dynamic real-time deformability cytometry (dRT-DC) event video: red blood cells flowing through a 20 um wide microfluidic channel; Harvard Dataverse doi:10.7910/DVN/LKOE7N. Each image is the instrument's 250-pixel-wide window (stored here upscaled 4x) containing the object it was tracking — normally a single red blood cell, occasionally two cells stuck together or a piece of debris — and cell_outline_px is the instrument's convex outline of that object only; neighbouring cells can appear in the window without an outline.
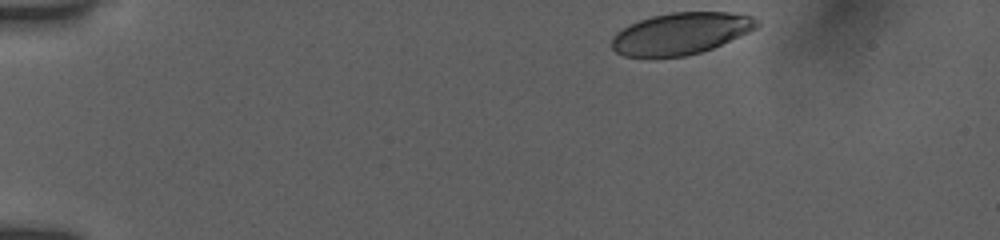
{"species": "human", "species_latin": "Homo sapiens", "temperature_condition": "room temperature", "stored_images_in_passage": 39, "camera_frame_rate_fps": 3000, "um_per_image_px": 0.085, "donor": {"sex": "female"}, "frame": {"image": 1, "passage_image": 1, "time_ms": 0.0, "image_size_px": [1000, 240], "cell_outline_px": [[760, 24], [756, 28], [740, 36], [712, 48], [700, 52], [684, 56], [624, 56], [616, 52], [612, 48], [612, 36], [616, 32], [640, 20], [652, 16], [672, 12], [732, 12], [752, 16]], "centroid_in_image_um": [57.88, 2.83], "position_along_channel_um": 27.1, "area_um2": 34.91}}
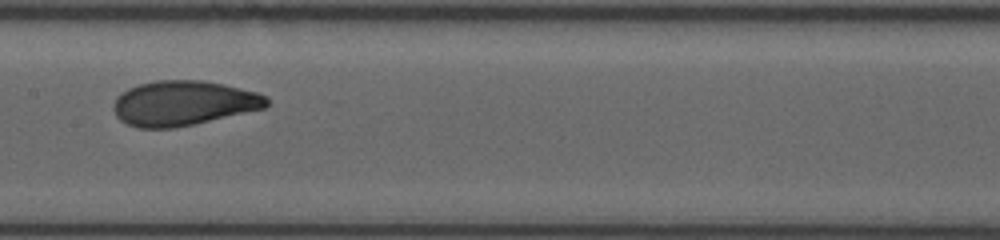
{"frame": {"image": 2, "passage_image": 21, "time_ms": 6.667, "image_size_px": [1000, 240], "cell_outline_px": [[268, 104], [264, 108], [192, 124], [172, 128], [136, 128], [120, 120], [116, 116], [112, 108], [116, 96], [120, 92], [128, 88], [140, 84], [156, 80], [204, 80], [224, 84], [256, 92], [268, 96]], "centroid_in_image_um": [15.54, 8.76], "position_along_channel_um": 191.9, "area_um2": 40.0}}
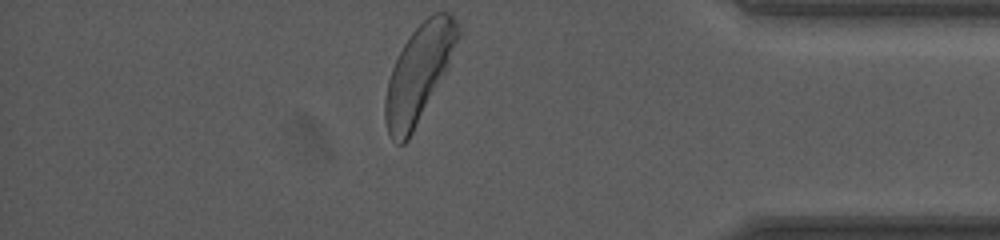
{"frame": {"image": 3, "passage_image": 39, "time_ms": 12.667, "image_size_px": [1000, 240], "cell_outline_px": [[460, 36], [448, 64], [444, 72], [408, 140], [404, 144], [396, 144], [392, 140], [388, 132], [384, 120], [384, 100], [388, 80], [392, 68], [404, 44], [412, 32], [432, 12], [448, 12], [460, 24]], "centroid_in_image_um": [35.58, 6.22], "position_along_channel_um": 399.6, "area_um2": 40.06}, "authors_computed_cell_mechanics": {"area_um2": 38.9572, "velocity_mm_per_s": 3.8907, "shape_relaxation_time_tau1_ms": 2.5955, "shape_relaxation_time_tau2_ms": 0.9192, "deformation_change_tau1": 0.1499, "deformation_change_tau2": 0.0684}}